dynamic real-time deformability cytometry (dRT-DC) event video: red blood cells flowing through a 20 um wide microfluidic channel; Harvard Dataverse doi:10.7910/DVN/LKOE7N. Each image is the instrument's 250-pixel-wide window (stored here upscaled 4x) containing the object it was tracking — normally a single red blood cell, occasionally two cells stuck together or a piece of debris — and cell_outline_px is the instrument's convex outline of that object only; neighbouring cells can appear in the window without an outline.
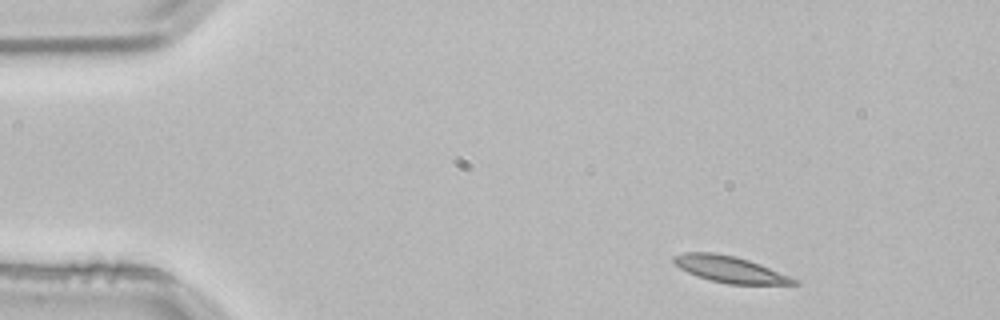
{"species": "common noctule bat (a hibernating species)", "species_latin": "Nyctalus noctula", "temperature_condition": "room temperature", "stored_images_in_passage": 3, "camera_frame_rate_fps": 3000, "um_per_image_px": 0.085, "animal": {"sex": "male", "body_mass_g": 21.5, "forearm_length_mm": 52.0}, "frame": {"image": 1, "passage_image": 1, "time_ms": 0.0, "image_size_px": [1000, 320], "cell_outline_px": [[800, 284], [728, 284], [712, 280], [688, 272], [672, 264], [672, 256], [684, 252], [712, 252], [736, 256], [760, 264], [800, 280]], "centroid_in_image_um": [62.03, 22.88], "position_along_channel_um": 23.0, "area_um2": 18.44}}